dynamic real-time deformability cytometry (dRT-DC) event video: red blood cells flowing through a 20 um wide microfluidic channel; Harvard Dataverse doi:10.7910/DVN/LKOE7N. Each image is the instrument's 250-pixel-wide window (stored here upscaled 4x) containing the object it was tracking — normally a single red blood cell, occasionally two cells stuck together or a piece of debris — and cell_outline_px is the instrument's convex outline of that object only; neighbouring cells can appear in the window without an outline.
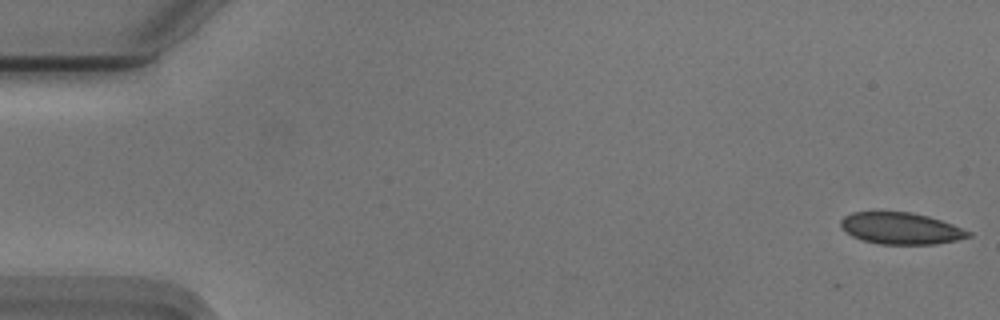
{"species": "Egyptian fruit bat (a non-hibernating species)", "species_latin": "Rousettus aegyptiacus", "temperature_condition": "cold", "stored_images_in_passage": 11, "camera_frame_rate_fps": 3000, "um_per_image_px": 0.085, "animal": {"sex": "male"}, "frame": {"image": 1, "passage_image": 1, "time_ms": 0.0, "image_size_px": [1000, 320], "cell_outline_px": [[972, 236], [956, 240], [936, 244], [880, 244], [860, 240], [852, 236], [840, 224], [840, 220], [844, 216], [852, 212], [912, 212], [928, 216], [952, 224], [972, 232]], "centroid_in_image_um": [76.58, 19.41], "position_along_channel_um": 8.4, "area_um2": 23.47}}